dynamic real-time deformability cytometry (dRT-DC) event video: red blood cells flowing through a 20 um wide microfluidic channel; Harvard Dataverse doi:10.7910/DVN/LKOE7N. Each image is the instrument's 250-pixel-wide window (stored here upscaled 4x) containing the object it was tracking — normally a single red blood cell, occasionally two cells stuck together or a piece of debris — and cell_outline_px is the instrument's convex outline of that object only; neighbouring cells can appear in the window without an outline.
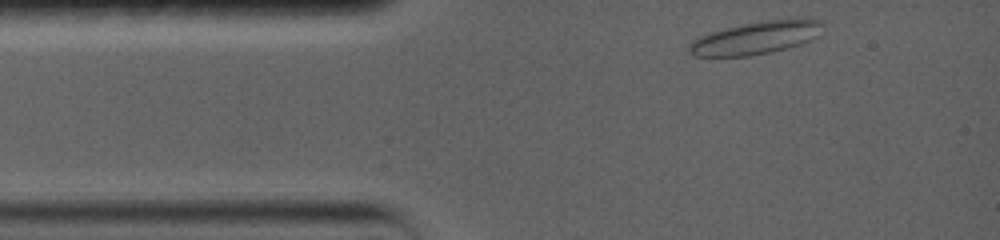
{"species": "common noctule bat (a hibernating species)", "species_latin": "Nyctalus noctula", "temperature_condition": "warm", "stored_images_in_passage": 3, "camera_frame_rate_fps": 5000, "um_per_image_px": 0.085, "animal": {"sex": "female", "body_mass_g": 19.0, "forearm_length_mm": 56.7}, "frame": {"image": 1, "passage_image": 1, "time_ms": 0.0, "image_size_px": [1000, 240], "cell_outline_px": [[824, 20], [816, 36], [800, 44], [772, 52], [748, 56], [696, 56], [688, 52], [688, 44], [692, 40], [700, 36], [712, 32], [744, 24], [768, 20]], "centroid_in_image_um": [64.17, 3.24], "position_along_channel_um": 20.8, "area_um2": 24.74}}